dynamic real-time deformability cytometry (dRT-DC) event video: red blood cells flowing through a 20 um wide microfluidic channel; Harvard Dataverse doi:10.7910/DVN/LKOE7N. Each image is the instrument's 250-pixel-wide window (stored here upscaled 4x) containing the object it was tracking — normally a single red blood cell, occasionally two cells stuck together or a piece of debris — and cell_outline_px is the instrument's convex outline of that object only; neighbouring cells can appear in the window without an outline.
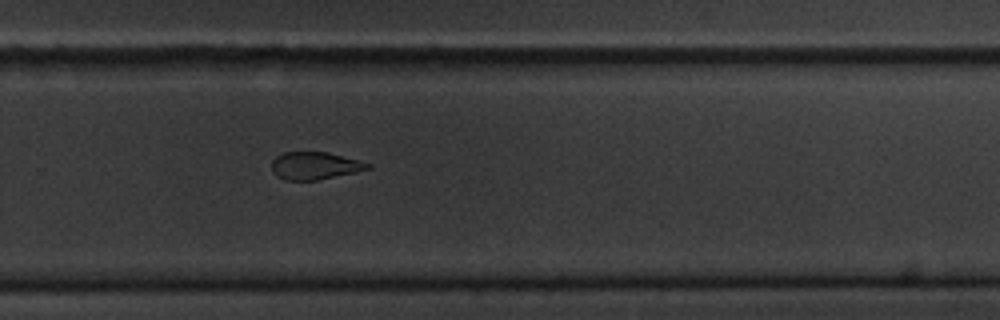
{"species": "common noctule bat (a hibernating species)", "species_latin": "Nyctalus noctula", "temperature_condition": "cold", "stored_images_in_passage": 11, "camera_frame_rate_fps": 3000, "um_per_image_px": 0.085, "animal": {"sex": "male", "body_mass_g": 20.1, "forearm_length_mm": 53.5}, "frame": {"image": 1, "passage_image": 11, "time_ms": 12.667, "image_size_px": [1000, 320], "cell_outline_px": [[372, 168], [356, 172], [316, 180], [284, 180], [276, 176], [272, 172], [272, 160], [276, 156], [284, 152], [328, 152], [372, 164]], "centroid_in_image_um": [26.74, 14.09], "position_along_channel_um": 303.1, "area_um2": 15.43}}